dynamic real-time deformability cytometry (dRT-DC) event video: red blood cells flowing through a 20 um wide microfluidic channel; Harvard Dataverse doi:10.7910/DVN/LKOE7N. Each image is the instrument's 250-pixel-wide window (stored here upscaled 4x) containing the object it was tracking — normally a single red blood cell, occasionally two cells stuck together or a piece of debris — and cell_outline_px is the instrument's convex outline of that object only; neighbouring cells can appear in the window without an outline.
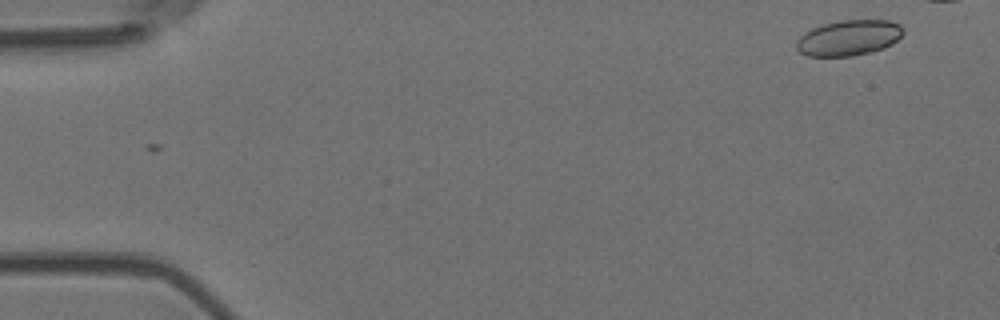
{"species": "Egyptian fruit bat (a non-hibernating species)", "species_latin": "Rousettus aegyptiacus", "temperature_condition": "room temperature", "stored_images_in_passage": 16, "camera_frame_rate_fps": 3000, "um_per_image_px": 0.085, "animal": {"sex": "female"}, "frame": {"image": 1, "passage_image": 1, "time_ms": 0.0, "image_size_px": [1000, 320], "cell_outline_px": [[904, 32], [892, 44], [884, 48], [872, 52], [852, 56], [808, 56], [800, 52], [796, 48], [796, 40], [804, 32], [812, 28], [824, 24], [840, 20], [888, 20], [900, 24], [904, 28]], "centroid_in_image_um": [72.15, 3.21], "position_along_channel_um": 12.9, "area_um2": 22.25}}
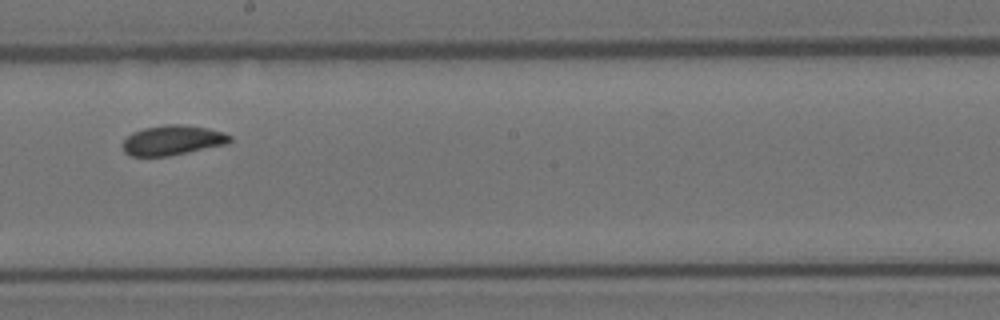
{"frame": {"image": 2, "passage_image": 10, "time_ms": 3.0, "image_size_px": [1000, 320], "cell_outline_px": [[232, 140], [228, 144], [168, 156], [132, 156], [124, 152], [124, 140], [132, 132], [144, 128], [164, 124], [184, 124], [208, 128], [224, 132], [232, 136]], "centroid_in_image_um": [14.71, 11.91], "position_along_channel_um": 233.5, "area_um2": 18.73}}
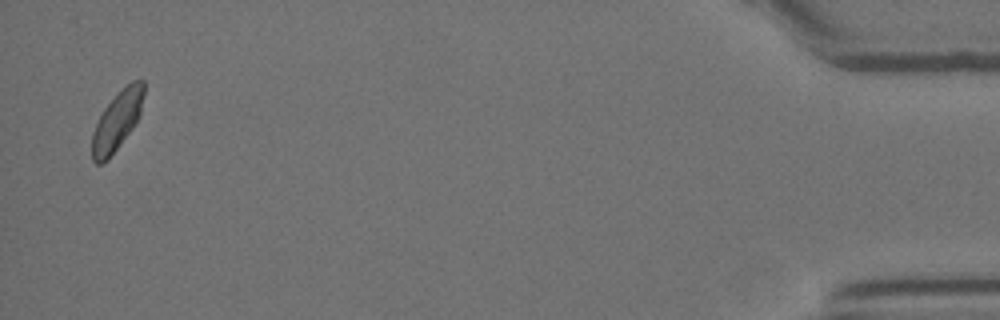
{"frame": {"image": 3, "passage_image": 16, "time_ms": 5.0, "image_size_px": [1000, 320], "cell_outline_px": [[144, 92], [140, 116], [132, 128], [108, 160], [100, 164], [96, 164], [92, 160], [92, 132], [104, 108], [132, 80], [144, 80]], "centroid_in_image_um": [9.95, 10.3], "position_along_channel_um": 425.3, "area_um2": 17.46}}